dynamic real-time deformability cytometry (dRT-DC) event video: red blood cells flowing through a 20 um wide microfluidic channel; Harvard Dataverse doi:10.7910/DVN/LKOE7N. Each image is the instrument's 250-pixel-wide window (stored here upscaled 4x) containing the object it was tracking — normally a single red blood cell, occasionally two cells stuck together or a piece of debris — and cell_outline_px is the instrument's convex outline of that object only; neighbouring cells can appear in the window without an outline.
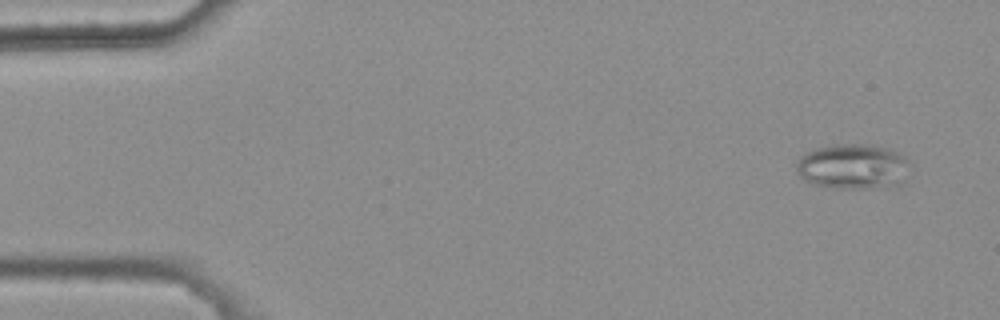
{"species": "common noctule bat (a hibernating species)", "species_latin": "Nyctalus noctula", "temperature_condition": "warm", "stored_images_in_passage": 5, "camera_frame_rate_fps": 3000, "um_per_image_px": 0.085, "animal": {"sex": "female", "body_mass_g": 25.1}, "frame": {"image": 1, "passage_image": 5, "time_ms": 1.333, "image_size_px": [1000, 320], "cell_outline_px": [[908, 160], [904, 184], [892, 188], [832, 188], [808, 184], [800, 176], [796, 168], [796, 164], [800, 156], [804, 152], [816, 148], [836, 144], [872, 144], [892, 148], [904, 156]], "centroid_in_image_um": [72.51, 14.17], "position_along_channel_um": 12.5, "area_um2": 30.75}}